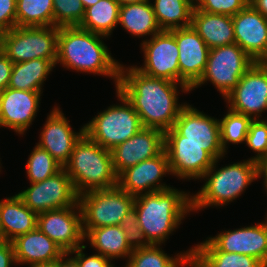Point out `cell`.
Instances as JSON below:
<instances>
[{
	"label": "cell",
	"mask_w": 267,
	"mask_h": 267,
	"mask_svg": "<svg viewBox=\"0 0 267 267\" xmlns=\"http://www.w3.org/2000/svg\"><path fill=\"white\" fill-rule=\"evenodd\" d=\"M169 31L178 45L180 83L191 90L205 70L210 49L191 25Z\"/></svg>",
	"instance_id": "obj_17"
},
{
	"label": "cell",
	"mask_w": 267,
	"mask_h": 267,
	"mask_svg": "<svg viewBox=\"0 0 267 267\" xmlns=\"http://www.w3.org/2000/svg\"><path fill=\"white\" fill-rule=\"evenodd\" d=\"M17 263L12 242L0 241V267H10Z\"/></svg>",
	"instance_id": "obj_43"
},
{
	"label": "cell",
	"mask_w": 267,
	"mask_h": 267,
	"mask_svg": "<svg viewBox=\"0 0 267 267\" xmlns=\"http://www.w3.org/2000/svg\"><path fill=\"white\" fill-rule=\"evenodd\" d=\"M100 0H81V2L84 5V8H88L92 5H95L96 3H98Z\"/></svg>",
	"instance_id": "obj_50"
},
{
	"label": "cell",
	"mask_w": 267,
	"mask_h": 267,
	"mask_svg": "<svg viewBox=\"0 0 267 267\" xmlns=\"http://www.w3.org/2000/svg\"><path fill=\"white\" fill-rule=\"evenodd\" d=\"M17 264L31 266L57 261L65 252L38 228L12 241Z\"/></svg>",
	"instance_id": "obj_23"
},
{
	"label": "cell",
	"mask_w": 267,
	"mask_h": 267,
	"mask_svg": "<svg viewBox=\"0 0 267 267\" xmlns=\"http://www.w3.org/2000/svg\"><path fill=\"white\" fill-rule=\"evenodd\" d=\"M31 267H58V260L51 263L37 264Z\"/></svg>",
	"instance_id": "obj_49"
},
{
	"label": "cell",
	"mask_w": 267,
	"mask_h": 267,
	"mask_svg": "<svg viewBox=\"0 0 267 267\" xmlns=\"http://www.w3.org/2000/svg\"><path fill=\"white\" fill-rule=\"evenodd\" d=\"M164 150V132L154 128H142L111 151L113 167L117 175L144 160L159 155Z\"/></svg>",
	"instance_id": "obj_21"
},
{
	"label": "cell",
	"mask_w": 267,
	"mask_h": 267,
	"mask_svg": "<svg viewBox=\"0 0 267 267\" xmlns=\"http://www.w3.org/2000/svg\"><path fill=\"white\" fill-rule=\"evenodd\" d=\"M133 207L147 241L161 245L192 211V196L172 187L135 196Z\"/></svg>",
	"instance_id": "obj_3"
},
{
	"label": "cell",
	"mask_w": 267,
	"mask_h": 267,
	"mask_svg": "<svg viewBox=\"0 0 267 267\" xmlns=\"http://www.w3.org/2000/svg\"><path fill=\"white\" fill-rule=\"evenodd\" d=\"M13 64L2 50H0V92L9 85Z\"/></svg>",
	"instance_id": "obj_42"
},
{
	"label": "cell",
	"mask_w": 267,
	"mask_h": 267,
	"mask_svg": "<svg viewBox=\"0 0 267 267\" xmlns=\"http://www.w3.org/2000/svg\"><path fill=\"white\" fill-rule=\"evenodd\" d=\"M37 228L58 244L65 253L83 246L82 242L85 241L79 205L39 213Z\"/></svg>",
	"instance_id": "obj_15"
},
{
	"label": "cell",
	"mask_w": 267,
	"mask_h": 267,
	"mask_svg": "<svg viewBox=\"0 0 267 267\" xmlns=\"http://www.w3.org/2000/svg\"><path fill=\"white\" fill-rule=\"evenodd\" d=\"M164 142H191L201 145L215 160L225 152L221 146L219 119L208 116L191 105H186L164 133Z\"/></svg>",
	"instance_id": "obj_9"
},
{
	"label": "cell",
	"mask_w": 267,
	"mask_h": 267,
	"mask_svg": "<svg viewBox=\"0 0 267 267\" xmlns=\"http://www.w3.org/2000/svg\"><path fill=\"white\" fill-rule=\"evenodd\" d=\"M171 174L165 149L157 156L126 168L118 175V186L130 195L164 191L172 187L161 183V178Z\"/></svg>",
	"instance_id": "obj_16"
},
{
	"label": "cell",
	"mask_w": 267,
	"mask_h": 267,
	"mask_svg": "<svg viewBox=\"0 0 267 267\" xmlns=\"http://www.w3.org/2000/svg\"><path fill=\"white\" fill-rule=\"evenodd\" d=\"M259 177H263L264 187L267 190V158L259 164Z\"/></svg>",
	"instance_id": "obj_46"
},
{
	"label": "cell",
	"mask_w": 267,
	"mask_h": 267,
	"mask_svg": "<svg viewBox=\"0 0 267 267\" xmlns=\"http://www.w3.org/2000/svg\"><path fill=\"white\" fill-rule=\"evenodd\" d=\"M85 15L81 0H53V26H79Z\"/></svg>",
	"instance_id": "obj_36"
},
{
	"label": "cell",
	"mask_w": 267,
	"mask_h": 267,
	"mask_svg": "<svg viewBox=\"0 0 267 267\" xmlns=\"http://www.w3.org/2000/svg\"><path fill=\"white\" fill-rule=\"evenodd\" d=\"M254 63L255 61L236 43L212 48L205 70L191 90L210 81L225 98Z\"/></svg>",
	"instance_id": "obj_10"
},
{
	"label": "cell",
	"mask_w": 267,
	"mask_h": 267,
	"mask_svg": "<svg viewBox=\"0 0 267 267\" xmlns=\"http://www.w3.org/2000/svg\"><path fill=\"white\" fill-rule=\"evenodd\" d=\"M192 267H266L252 256L223 251H191Z\"/></svg>",
	"instance_id": "obj_31"
},
{
	"label": "cell",
	"mask_w": 267,
	"mask_h": 267,
	"mask_svg": "<svg viewBox=\"0 0 267 267\" xmlns=\"http://www.w3.org/2000/svg\"><path fill=\"white\" fill-rule=\"evenodd\" d=\"M119 226L126 234V241L132 250L151 245L137 222V213L134 207L128 211Z\"/></svg>",
	"instance_id": "obj_38"
},
{
	"label": "cell",
	"mask_w": 267,
	"mask_h": 267,
	"mask_svg": "<svg viewBox=\"0 0 267 267\" xmlns=\"http://www.w3.org/2000/svg\"><path fill=\"white\" fill-rule=\"evenodd\" d=\"M84 238L97 252L110 260L129 258L133 250L126 241V234L119 225L103 226L89 229Z\"/></svg>",
	"instance_id": "obj_27"
},
{
	"label": "cell",
	"mask_w": 267,
	"mask_h": 267,
	"mask_svg": "<svg viewBox=\"0 0 267 267\" xmlns=\"http://www.w3.org/2000/svg\"><path fill=\"white\" fill-rule=\"evenodd\" d=\"M249 4L267 18V0H250Z\"/></svg>",
	"instance_id": "obj_45"
},
{
	"label": "cell",
	"mask_w": 267,
	"mask_h": 267,
	"mask_svg": "<svg viewBox=\"0 0 267 267\" xmlns=\"http://www.w3.org/2000/svg\"><path fill=\"white\" fill-rule=\"evenodd\" d=\"M224 99L230 110L260 119L267 111V64L255 62Z\"/></svg>",
	"instance_id": "obj_13"
},
{
	"label": "cell",
	"mask_w": 267,
	"mask_h": 267,
	"mask_svg": "<svg viewBox=\"0 0 267 267\" xmlns=\"http://www.w3.org/2000/svg\"><path fill=\"white\" fill-rule=\"evenodd\" d=\"M120 4L116 0H100L85 9V15L79 27L108 37L119 22Z\"/></svg>",
	"instance_id": "obj_29"
},
{
	"label": "cell",
	"mask_w": 267,
	"mask_h": 267,
	"mask_svg": "<svg viewBox=\"0 0 267 267\" xmlns=\"http://www.w3.org/2000/svg\"><path fill=\"white\" fill-rule=\"evenodd\" d=\"M252 121L251 117L236 113L228 108L227 114L219 120L221 146L225 153L228 149L227 144L246 142Z\"/></svg>",
	"instance_id": "obj_34"
},
{
	"label": "cell",
	"mask_w": 267,
	"mask_h": 267,
	"mask_svg": "<svg viewBox=\"0 0 267 267\" xmlns=\"http://www.w3.org/2000/svg\"><path fill=\"white\" fill-rule=\"evenodd\" d=\"M152 6L161 30L169 31L191 25L195 6L189 0H155Z\"/></svg>",
	"instance_id": "obj_30"
},
{
	"label": "cell",
	"mask_w": 267,
	"mask_h": 267,
	"mask_svg": "<svg viewBox=\"0 0 267 267\" xmlns=\"http://www.w3.org/2000/svg\"><path fill=\"white\" fill-rule=\"evenodd\" d=\"M119 25L133 36H154L161 32L150 0L134 4L121 5Z\"/></svg>",
	"instance_id": "obj_26"
},
{
	"label": "cell",
	"mask_w": 267,
	"mask_h": 267,
	"mask_svg": "<svg viewBox=\"0 0 267 267\" xmlns=\"http://www.w3.org/2000/svg\"><path fill=\"white\" fill-rule=\"evenodd\" d=\"M42 92L6 88L0 92V126L23 135L39 110Z\"/></svg>",
	"instance_id": "obj_18"
},
{
	"label": "cell",
	"mask_w": 267,
	"mask_h": 267,
	"mask_svg": "<svg viewBox=\"0 0 267 267\" xmlns=\"http://www.w3.org/2000/svg\"><path fill=\"white\" fill-rule=\"evenodd\" d=\"M116 95L122 105H110L84 125L85 134L108 150L125 142L143 128L133 106L117 90Z\"/></svg>",
	"instance_id": "obj_6"
},
{
	"label": "cell",
	"mask_w": 267,
	"mask_h": 267,
	"mask_svg": "<svg viewBox=\"0 0 267 267\" xmlns=\"http://www.w3.org/2000/svg\"><path fill=\"white\" fill-rule=\"evenodd\" d=\"M120 6L121 5H128V4H134V3H138V2H144L147 0H116Z\"/></svg>",
	"instance_id": "obj_48"
},
{
	"label": "cell",
	"mask_w": 267,
	"mask_h": 267,
	"mask_svg": "<svg viewBox=\"0 0 267 267\" xmlns=\"http://www.w3.org/2000/svg\"><path fill=\"white\" fill-rule=\"evenodd\" d=\"M17 195L37 214L79 205V195L64 168L43 181L30 183Z\"/></svg>",
	"instance_id": "obj_11"
},
{
	"label": "cell",
	"mask_w": 267,
	"mask_h": 267,
	"mask_svg": "<svg viewBox=\"0 0 267 267\" xmlns=\"http://www.w3.org/2000/svg\"><path fill=\"white\" fill-rule=\"evenodd\" d=\"M192 267L191 255H187L176 267Z\"/></svg>",
	"instance_id": "obj_47"
},
{
	"label": "cell",
	"mask_w": 267,
	"mask_h": 267,
	"mask_svg": "<svg viewBox=\"0 0 267 267\" xmlns=\"http://www.w3.org/2000/svg\"><path fill=\"white\" fill-rule=\"evenodd\" d=\"M171 175L180 179H201L215 159L201 145L191 142H164Z\"/></svg>",
	"instance_id": "obj_22"
},
{
	"label": "cell",
	"mask_w": 267,
	"mask_h": 267,
	"mask_svg": "<svg viewBox=\"0 0 267 267\" xmlns=\"http://www.w3.org/2000/svg\"><path fill=\"white\" fill-rule=\"evenodd\" d=\"M214 161L201 179L206 180L201 190L192 196V212L212 206H224L235 200L259 177V163L251 159L216 169ZM222 205V206H221Z\"/></svg>",
	"instance_id": "obj_5"
},
{
	"label": "cell",
	"mask_w": 267,
	"mask_h": 267,
	"mask_svg": "<svg viewBox=\"0 0 267 267\" xmlns=\"http://www.w3.org/2000/svg\"><path fill=\"white\" fill-rule=\"evenodd\" d=\"M134 200V195L119 186L79 195L83 233L89 229L120 225L121 220L133 208Z\"/></svg>",
	"instance_id": "obj_8"
},
{
	"label": "cell",
	"mask_w": 267,
	"mask_h": 267,
	"mask_svg": "<svg viewBox=\"0 0 267 267\" xmlns=\"http://www.w3.org/2000/svg\"><path fill=\"white\" fill-rule=\"evenodd\" d=\"M178 85L182 92L187 86L164 78L145 75L135 66H120L116 90L133 106L144 128L166 132L170 130L181 110L187 105L178 104Z\"/></svg>",
	"instance_id": "obj_1"
},
{
	"label": "cell",
	"mask_w": 267,
	"mask_h": 267,
	"mask_svg": "<svg viewBox=\"0 0 267 267\" xmlns=\"http://www.w3.org/2000/svg\"><path fill=\"white\" fill-rule=\"evenodd\" d=\"M0 241H2V234H1V229H0Z\"/></svg>",
	"instance_id": "obj_53"
},
{
	"label": "cell",
	"mask_w": 267,
	"mask_h": 267,
	"mask_svg": "<svg viewBox=\"0 0 267 267\" xmlns=\"http://www.w3.org/2000/svg\"><path fill=\"white\" fill-rule=\"evenodd\" d=\"M207 239L192 247V251L244 254L257 258L267 267V221L233 231L225 230Z\"/></svg>",
	"instance_id": "obj_12"
},
{
	"label": "cell",
	"mask_w": 267,
	"mask_h": 267,
	"mask_svg": "<svg viewBox=\"0 0 267 267\" xmlns=\"http://www.w3.org/2000/svg\"><path fill=\"white\" fill-rule=\"evenodd\" d=\"M159 245L151 244L148 247L135 249L126 260L125 267H176L187 255H191L192 249L177 253L176 257H170L164 253Z\"/></svg>",
	"instance_id": "obj_33"
},
{
	"label": "cell",
	"mask_w": 267,
	"mask_h": 267,
	"mask_svg": "<svg viewBox=\"0 0 267 267\" xmlns=\"http://www.w3.org/2000/svg\"><path fill=\"white\" fill-rule=\"evenodd\" d=\"M17 0H0V32L16 27Z\"/></svg>",
	"instance_id": "obj_41"
},
{
	"label": "cell",
	"mask_w": 267,
	"mask_h": 267,
	"mask_svg": "<svg viewBox=\"0 0 267 267\" xmlns=\"http://www.w3.org/2000/svg\"><path fill=\"white\" fill-rule=\"evenodd\" d=\"M59 28L19 27L1 34V50L13 62L48 59L56 65Z\"/></svg>",
	"instance_id": "obj_7"
},
{
	"label": "cell",
	"mask_w": 267,
	"mask_h": 267,
	"mask_svg": "<svg viewBox=\"0 0 267 267\" xmlns=\"http://www.w3.org/2000/svg\"><path fill=\"white\" fill-rule=\"evenodd\" d=\"M245 144L254 152L252 161L261 163L267 158V120H253L249 126Z\"/></svg>",
	"instance_id": "obj_37"
},
{
	"label": "cell",
	"mask_w": 267,
	"mask_h": 267,
	"mask_svg": "<svg viewBox=\"0 0 267 267\" xmlns=\"http://www.w3.org/2000/svg\"><path fill=\"white\" fill-rule=\"evenodd\" d=\"M86 246L87 245L80 246L76 250L69 252V255L75 253L74 258L79 267H115L114 264L111 263L112 260L99 253L87 257L86 254L83 253Z\"/></svg>",
	"instance_id": "obj_40"
},
{
	"label": "cell",
	"mask_w": 267,
	"mask_h": 267,
	"mask_svg": "<svg viewBox=\"0 0 267 267\" xmlns=\"http://www.w3.org/2000/svg\"><path fill=\"white\" fill-rule=\"evenodd\" d=\"M235 43L255 62L267 60V18L248 4L232 16Z\"/></svg>",
	"instance_id": "obj_20"
},
{
	"label": "cell",
	"mask_w": 267,
	"mask_h": 267,
	"mask_svg": "<svg viewBox=\"0 0 267 267\" xmlns=\"http://www.w3.org/2000/svg\"><path fill=\"white\" fill-rule=\"evenodd\" d=\"M191 26L209 49L235 44L232 16L212 14L194 7Z\"/></svg>",
	"instance_id": "obj_25"
},
{
	"label": "cell",
	"mask_w": 267,
	"mask_h": 267,
	"mask_svg": "<svg viewBox=\"0 0 267 267\" xmlns=\"http://www.w3.org/2000/svg\"><path fill=\"white\" fill-rule=\"evenodd\" d=\"M63 168L73 181L78 195L118 186L111 151L98 145L86 134L77 142L70 160Z\"/></svg>",
	"instance_id": "obj_4"
},
{
	"label": "cell",
	"mask_w": 267,
	"mask_h": 267,
	"mask_svg": "<svg viewBox=\"0 0 267 267\" xmlns=\"http://www.w3.org/2000/svg\"><path fill=\"white\" fill-rule=\"evenodd\" d=\"M1 34H2V33L0 32V50H1Z\"/></svg>",
	"instance_id": "obj_52"
},
{
	"label": "cell",
	"mask_w": 267,
	"mask_h": 267,
	"mask_svg": "<svg viewBox=\"0 0 267 267\" xmlns=\"http://www.w3.org/2000/svg\"><path fill=\"white\" fill-rule=\"evenodd\" d=\"M144 66L135 67L145 75L164 78L180 83L179 50L174 35L168 30L144 40L141 43Z\"/></svg>",
	"instance_id": "obj_14"
},
{
	"label": "cell",
	"mask_w": 267,
	"mask_h": 267,
	"mask_svg": "<svg viewBox=\"0 0 267 267\" xmlns=\"http://www.w3.org/2000/svg\"><path fill=\"white\" fill-rule=\"evenodd\" d=\"M249 2L250 0H201L195 8L212 14L234 16Z\"/></svg>",
	"instance_id": "obj_39"
},
{
	"label": "cell",
	"mask_w": 267,
	"mask_h": 267,
	"mask_svg": "<svg viewBox=\"0 0 267 267\" xmlns=\"http://www.w3.org/2000/svg\"><path fill=\"white\" fill-rule=\"evenodd\" d=\"M16 26H53V0H17Z\"/></svg>",
	"instance_id": "obj_32"
},
{
	"label": "cell",
	"mask_w": 267,
	"mask_h": 267,
	"mask_svg": "<svg viewBox=\"0 0 267 267\" xmlns=\"http://www.w3.org/2000/svg\"><path fill=\"white\" fill-rule=\"evenodd\" d=\"M79 26L59 28L56 64L80 72L108 76L117 87L121 64L114 58L101 38Z\"/></svg>",
	"instance_id": "obj_2"
},
{
	"label": "cell",
	"mask_w": 267,
	"mask_h": 267,
	"mask_svg": "<svg viewBox=\"0 0 267 267\" xmlns=\"http://www.w3.org/2000/svg\"><path fill=\"white\" fill-rule=\"evenodd\" d=\"M31 152L26 164L27 177L30 183L43 181L63 168L58 161L40 146L36 145Z\"/></svg>",
	"instance_id": "obj_35"
},
{
	"label": "cell",
	"mask_w": 267,
	"mask_h": 267,
	"mask_svg": "<svg viewBox=\"0 0 267 267\" xmlns=\"http://www.w3.org/2000/svg\"><path fill=\"white\" fill-rule=\"evenodd\" d=\"M38 214L26 206L15 194L0 201V229L2 241L12 242L17 237L37 228Z\"/></svg>",
	"instance_id": "obj_24"
},
{
	"label": "cell",
	"mask_w": 267,
	"mask_h": 267,
	"mask_svg": "<svg viewBox=\"0 0 267 267\" xmlns=\"http://www.w3.org/2000/svg\"><path fill=\"white\" fill-rule=\"evenodd\" d=\"M46 120L37 145L64 166L70 160L75 145L85 134V126L83 125L79 132H74L69 120L56 106Z\"/></svg>",
	"instance_id": "obj_19"
},
{
	"label": "cell",
	"mask_w": 267,
	"mask_h": 267,
	"mask_svg": "<svg viewBox=\"0 0 267 267\" xmlns=\"http://www.w3.org/2000/svg\"><path fill=\"white\" fill-rule=\"evenodd\" d=\"M55 65L48 59L14 63L8 88L42 92V85Z\"/></svg>",
	"instance_id": "obj_28"
},
{
	"label": "cell",
	"mask_w": 267,
	"mask_h": 267,
	"mask_svg": "<svg viewBox=\"0 0 267 267\" xmlns=\"http://www.w3.org/2000/svg\"><path fill=\"white\" fill-rule=\"evenodd\" d=\"M194 6L197 5L201 0H189ZM196 1V2H195Z\"/></svg>",
	"instance_id": "obj_51"
},
{
	"label": "cell",
	"mask_w": 267,
	"mask_h": 267,
	"mask_svg": "<svg viewBox=\"0 0 267 267\" xmlns=\"http://www.w3.org/2000/svg\"><path fill=\"white\" fill-rule=\"evenodd\" d=\"M69 256V253H64L59 259H58V267H79L76 259L74 257ZM68 257V258H66Z\"/></svg>",
	"instance_id": "obj_44"
}]
</instances>
